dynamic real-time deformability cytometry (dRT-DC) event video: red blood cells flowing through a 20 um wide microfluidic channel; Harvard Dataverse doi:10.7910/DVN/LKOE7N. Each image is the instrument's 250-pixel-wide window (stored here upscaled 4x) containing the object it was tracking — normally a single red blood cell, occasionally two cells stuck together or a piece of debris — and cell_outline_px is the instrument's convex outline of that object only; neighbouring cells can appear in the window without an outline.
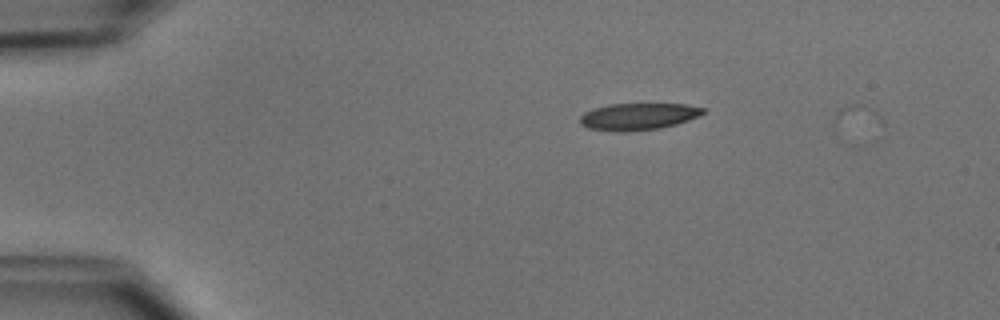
{"species": "common noctule bat (a hibernating species)", "species_latin": "Nyctalus noctula", "temperature_condition": "cold", "stored_images_in_passage": 42, "camera_frame_rate_fps": 3000, "um_per_image_px": 0.085, "animal": {"sex": "male", "body_mass_g": 15.6}, "frame": {"image": 1, "passage_image": 1, "time_ms": 0.0, "image_size_px": [1000, 320], "cell_outline_px": [[704, 112], [700, 116], [676, 124], [660, 128], [628, 132], [620, 132], [588, 128], [580, 124], [580, 116], [584, 112], [592, 108], [608, 104], [688, 104], [704, 108]], "centroid_in_image_um": [54.23, 9.9], "position_along_channel_um": 30.8, "area_um2": 19.42}}
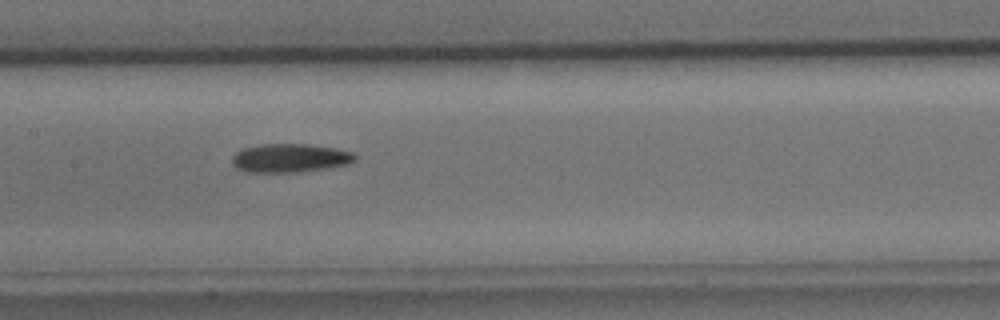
{"frame": {"image": 2, "passage_image": 17, "time_ms": 5.333, "image_size_px": [1000, 320], "cell_outline_px": [[356, 160], [348, 164], [328, 168], [300, 172], [244, 172], [236, 168], [232, 164], [232, 156], [236, 152], [244, 148], [260, 144], [308, 144], [336, 148], [352, 152], [356, 156]], "centroid_in_image_um": [24.64, 13.44], "position_along_channel_um": 182.8, "area_um2": 20.69}}
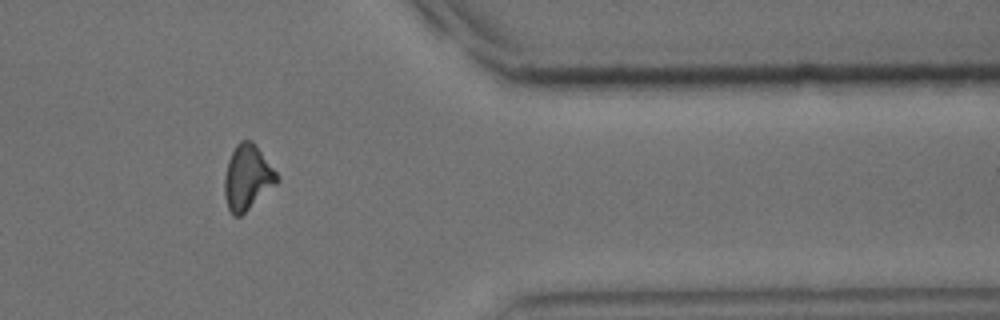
{"frame": {"image": 3, "passage_image": 34, "time_ms": 11.0, "image_size_px": [1000, 320], "cell_outline_px": [[280, 180], [276, 184], [240, 216], [232, 216], [228, 208], [224, 196], [224, 176], [228, 160], [236, 144], [240, 140], [252, 140], [276, 172]], "centroid_in_image_um": [21.0, 15.08], "position_along_channel_um": 390.4, "area_um2": 19.71}, "authors_computed_cell_mechanics": {"area_um2": 20.0277, "velocity_mm_per_s": 3.9411, "shape_relaxation_time_tau1_ms": 6.3315, "shape_relaxation_time_tau2_ms": null, "deformation_change_tau1": 0.1761, "deformation_change_tau2": null}}